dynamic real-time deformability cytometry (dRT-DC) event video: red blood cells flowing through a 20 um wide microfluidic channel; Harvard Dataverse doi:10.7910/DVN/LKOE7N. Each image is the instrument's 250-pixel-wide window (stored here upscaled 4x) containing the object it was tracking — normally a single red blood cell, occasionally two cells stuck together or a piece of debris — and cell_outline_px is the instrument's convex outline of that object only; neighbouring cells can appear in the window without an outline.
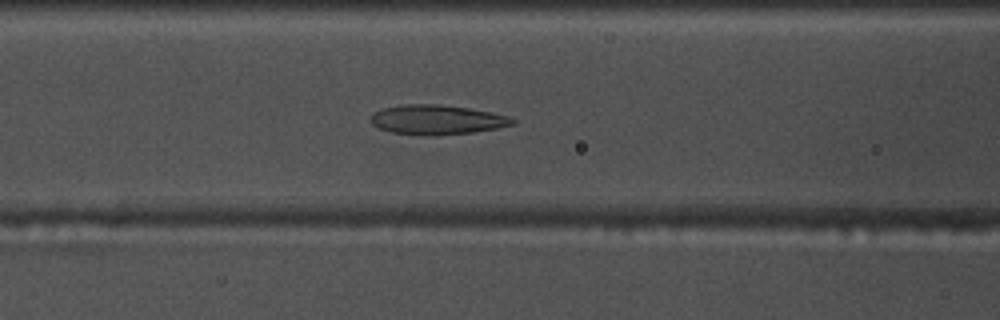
{"species": "common noctule bat (a hibernating species)", "species_latin": "Nyctalus noctula", "temperature_condition": "warm", "stored_images_in_passage": 55, "camera_frame_rate_fps": 3000, "um_per_image_px": 0.085, "animal": {"sex": "male", "body_mass_g": 17.5, "forearm_length_mm": 52.3}, "frame": {"image": 1, "passage_image": 21, "time_ms": 6.667, "image_size_px": [1000, 320], "cell_outline_px": [[516, 124], [496, 128], [472, 132], [436, 136], [392, 132], [380, 128], [372, 124], [368, 120], [372, 112], [380, 108], [404, 104], [436, 104], [468, 108], [492, 112], [508, 116], [516, 120]], "centroid_in_image_um": [37.11, 10.17], "position_along_channel_um": 129.5, "area_um2": 24.57}}
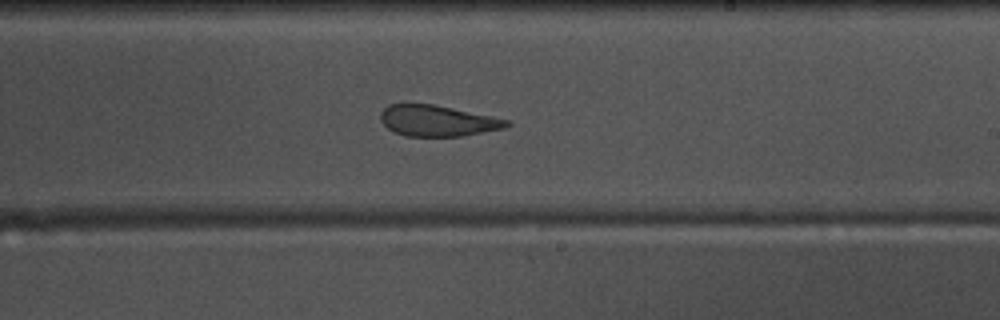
{"frame": {"image": 2, "passage_image": 31, "time_ms": 10.0, "image_size_px": [1000, 320], "cell_outline_px": [[512, 124], [504, 128], [464, 136], [404, 136], [388, 128], [380, 120], [380, 112], [388, 104], [432, 104], [492, 116], [508, 120]], "centroid_in_image_um": [37.18, 10.27], "position_along_channel_um": 251.8, "area_um2": 22.66}}
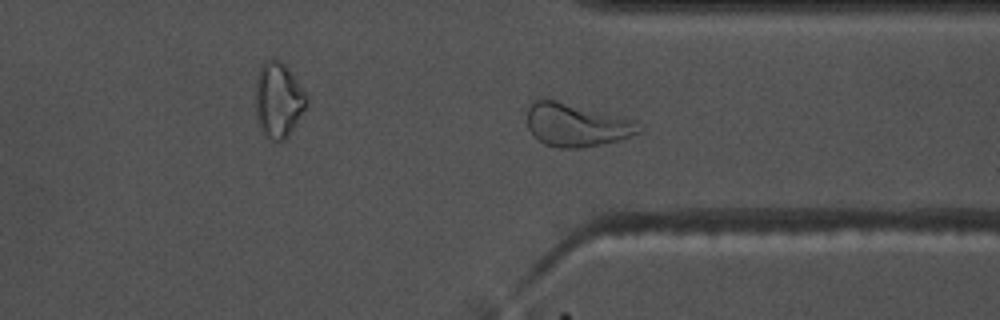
{"frame": {"image": 3, "passage_image": 40, "time_ms": 13.0, "image_size_px": [1000, 320], "cell_outline_px": [[644, 128], [640, 132], [620, 140], [580, 148], [560, 148], [544, 144], [528, 128], [528, 108], [532, 100], [556, 100], [636, 120]], "centroid_in_image_um": [49.04, 10.62], "position_along_channel_um": 362.4, "area_um2": 27.92}, "authors_computed_cell_mechanics": {"area_um2": 26.877, "velocity_mm_per_s": 3.6869, "shape_relaxation_time_tau1_ms": null, "shape_relaxation_time_tau2_ms": 2.0666, "deformation_change_tau1": null, "deformation_change_tau2": 0.0877}}